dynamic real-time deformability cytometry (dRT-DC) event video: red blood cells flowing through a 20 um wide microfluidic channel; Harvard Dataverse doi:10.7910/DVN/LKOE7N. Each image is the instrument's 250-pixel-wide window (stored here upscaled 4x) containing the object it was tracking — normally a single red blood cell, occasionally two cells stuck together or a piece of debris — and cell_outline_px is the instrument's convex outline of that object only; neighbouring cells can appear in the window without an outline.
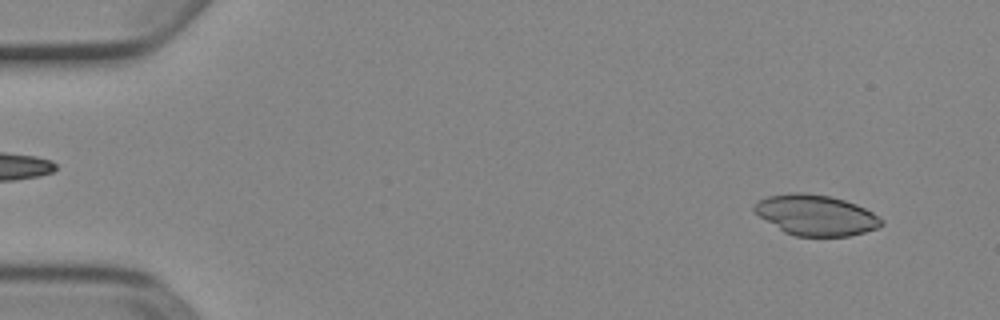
{"species": "Egyptian fruit bat (a non-hibernating species)", "species_latin": "Rousettus aegyptiacus", "temperature_condition": "cold", "stored_images_in_passage": 52, "camera_frame_rate_fps": 3000, "um_per_image_px": 0.085, "animal": {"sex": "female"}, "frame": {"image": 1, "passage_image": 4, "time_ms": 1.0, "image_size_px": [1000, 320], "cell_outline_px": [[884, 224], [876, 228], [864, 232], [848, 236], [796, 236], [784, 232], [760, 216], [752, 208], [752, 204], [768, 196], [788, 192], [804, 192], [832, 196], [856, 204], [872, 212], [884, 220]], "centroid_in_image_um": [69.35, 18.27], "position_along_channel_um": 15.7, "area_um2": 30.06}}
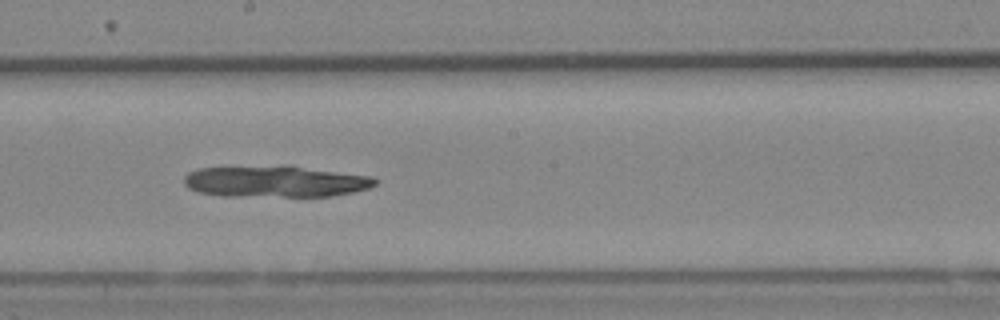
{"frame": {"image": 2, "passage_image": 29, "time_ms": 9.333, "image_size_px": [1000, 320], "cell_outline_px": [[380, 180], [376, 184], [368, 188], [352, 192], [332, 196], [224, 196], [200, 192], [188, 188], [184, 184], [184, 176], [188, 172], [200, 168], [284, 164], [288, 164], [372, 176]], "centroid_in_image_um": [23.43, 15.4], "position_along_channel_um": 224.8, "area_um2": 35.72}}
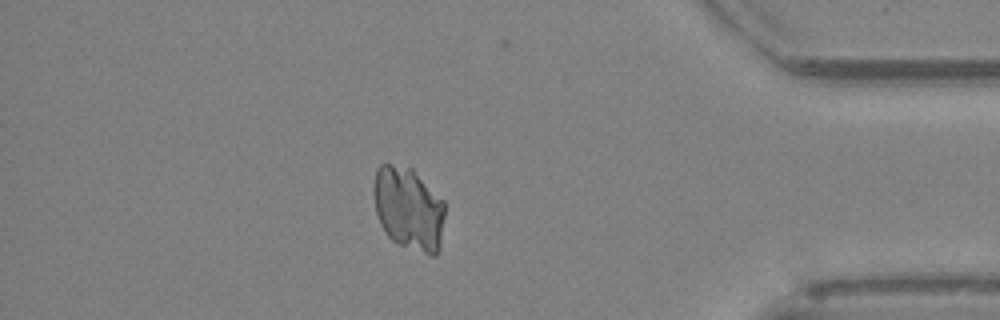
{"frame": {"image": 3, "passage_image": 45, "time_ms": 14.667, "image_size_px": [1000, 320], "cell_outline_px": [[444, 216], [440, 248], [436, 256], [432, 256], [396, 244], [384, 232], [380, 224], [376, 212], [376, 168], [380, 164], [392, 164], [412, 168], [444, 200]], "centroid_in_image_um": [34.77, 17.77], "position_along_channel_um": 400.4, "area_um2": 34.39}}